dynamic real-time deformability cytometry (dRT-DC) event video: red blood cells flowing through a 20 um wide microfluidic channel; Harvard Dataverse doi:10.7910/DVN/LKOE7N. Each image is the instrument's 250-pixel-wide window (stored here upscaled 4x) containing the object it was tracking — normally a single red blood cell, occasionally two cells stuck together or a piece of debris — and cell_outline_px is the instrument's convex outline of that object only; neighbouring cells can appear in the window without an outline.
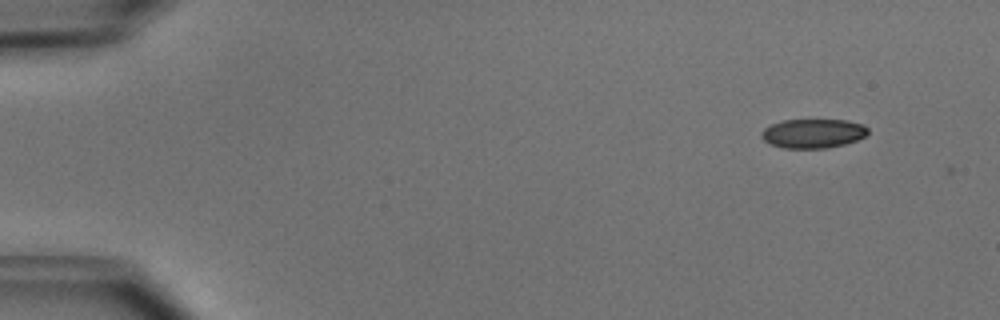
{"species": "common noctule bat (a hibernating species)", "species_latin": "Nyctalus noctula", "temperature_condition": "cold", "stored_images_in_passage": 2, "camera_frame_rate_fps": 3000, "um_per_image_px": 0.085, "animal": {"sex": "male", "body_mass_g": 15.6}, "frame": {"image": 1, "passage_image": 1, "time_ms": 0.0, "image_size_px": [1000, 320], "cell_outline_px": [[868, 132], [864, 136], [856, 140], [844, 144], [828, 148], [784, 148], [772, 144], [764, 140], [760, 136], [760, 132], [764, 128], [772, 124], [784, 120], [848, 120], [864, 124], [868, 128]], "centroid_in_image_um": [69.11, 11.33], "position_along_channel_um": 15.9, "area_um2": 18.09}}